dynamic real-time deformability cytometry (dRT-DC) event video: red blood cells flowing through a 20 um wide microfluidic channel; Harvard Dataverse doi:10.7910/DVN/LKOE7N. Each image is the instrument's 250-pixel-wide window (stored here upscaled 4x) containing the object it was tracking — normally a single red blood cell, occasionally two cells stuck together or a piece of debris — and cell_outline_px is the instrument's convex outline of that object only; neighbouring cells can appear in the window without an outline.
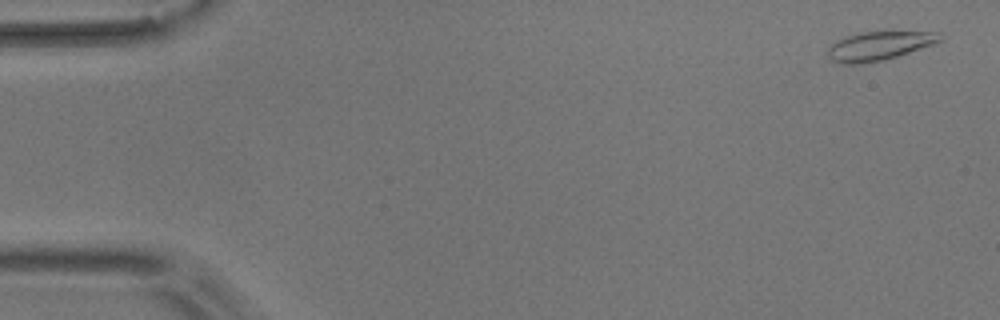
{"species": "common noctule bat (a hibernating species)", "species_latin": "Nyctalus noctula", "temperature_condition": "room temperature", "stored_images_in_passage": 4, "camera_frame_rate_fps": 3000, "um_per_image_px": 0.085, "animal": {"sex": "male", "body_mass_g": 17.9}, "frame": {"image": 1, "passage_image": 1, "time_ms": 0.0, "image_size_px": [1000, 320], "cell_outline_px": [[944, 36], [940, 40], [932, 44], [884, 60], [860, 64], [840, 64], [832, 60], [828, 56], [828, 48], [836, 40], [844, 36], [860, 32], [940, 32]], "centroid_in_image_um": [74.67, 3.9], "position_along_channel_um": 10.3, "area_um2": 18.67}}